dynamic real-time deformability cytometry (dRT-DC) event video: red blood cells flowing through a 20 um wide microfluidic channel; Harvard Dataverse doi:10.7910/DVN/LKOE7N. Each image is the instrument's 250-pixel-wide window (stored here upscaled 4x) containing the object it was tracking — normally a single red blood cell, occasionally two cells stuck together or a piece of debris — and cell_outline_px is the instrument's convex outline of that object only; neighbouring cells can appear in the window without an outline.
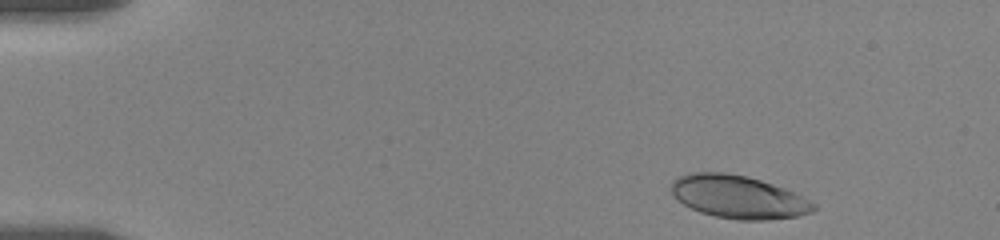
{"species": "human", "species_latin": "Homo sapiens", "temperature_condition": "room temperature", "stored_images_in_passage": 7, "camera_frame_rate_fps": 3000, "um_per_image_px": 0.085, "donor": {"sex": "female"}, "frame": {"image": 1, "passage_image": 1, "time_ms": 0.0, "image_size_px": [1000, 240], "cell_outline_px": [[816, 208], [812, 212], [796, 216], [768, 220], [740, 220], [716, 216], [700, 212], [684, 204], [672, 192], [672, 180], [688, 172], [724, 172], [748, 176], [784, 188], [816, 204]], "centroid_in_image_um": [62.75, 16.73], "position_along_channel_um": 22.2, "area_um2": 35.26}}
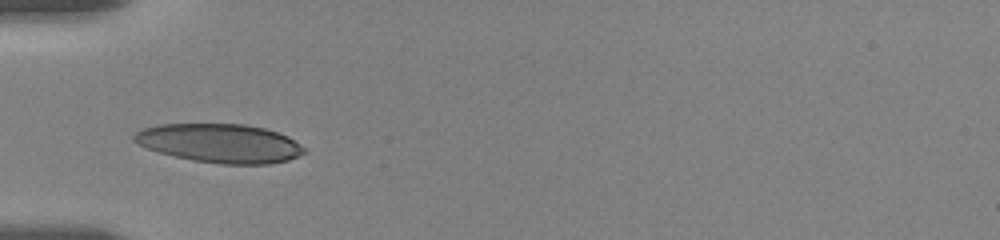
{"frame": {"image": 2, "passage_image": 6, "time_ms": 4.0, "image_size_px": [1000, 240], "cell_outline_px": [[308, 152], [288, 160], [268, 164], [220, 164], [192, 160], [160, 152], [136, 144], [132, 140], [132, 136], [136, 132], [144, 128], [156, 124], [244, 124], [264, 128], [288, 136], [308, 148]], "centroid_in_image_um": [18.72, 12.17], "position_along_channel_um": 66.3, "area_um2": 38.67}}